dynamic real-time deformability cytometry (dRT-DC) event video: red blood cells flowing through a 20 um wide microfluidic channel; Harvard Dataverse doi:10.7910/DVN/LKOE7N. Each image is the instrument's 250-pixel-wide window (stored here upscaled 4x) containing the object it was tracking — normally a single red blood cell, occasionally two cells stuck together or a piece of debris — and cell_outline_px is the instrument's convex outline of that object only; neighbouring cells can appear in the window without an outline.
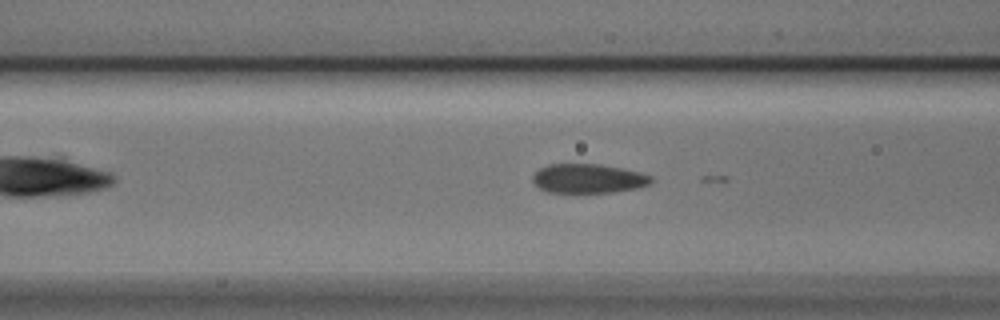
{"species": "Egyptian fruit bat (a non-hibernating species)", "species_latin": "Rousettus aegyptiacus", "temperature_condition": "cold", "stored_images_in_passage": 11, "segment_of_instrument_passage": [1, 2], "camera_frame_rate_fps": 3000, "um_per_image_px": 0.085, "animal": {"sex": "male"}, "frame": {"image": 1, "passage_image": 4, "time_ms": 1.0, "image_size_px": [1000, 320], "cell_outline_px": [[652, 180], [648, 184], [636, 188], [612, 192], [548, 192], [540, 188], [532, 180], [532, 176], [540, 168], [548, 164], [600, 164], [640, 172], [652, 176]], "centroid_in_image_um": [49.98, 15.16], "position_along_channel_um": 116.6, "area_um2": 19.94}}
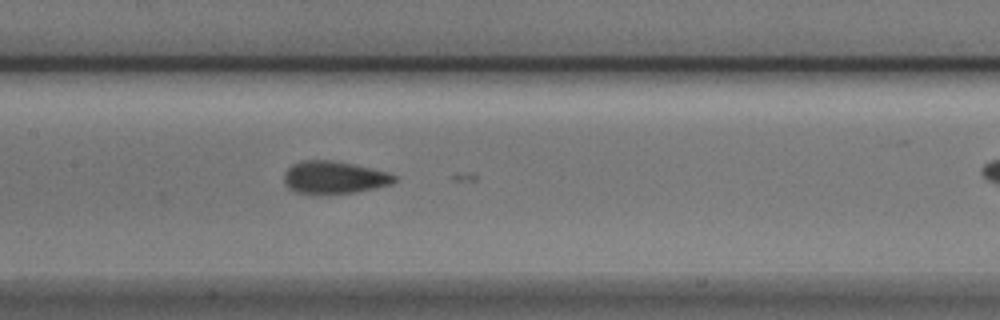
{"frame": {"image": 2, "passage_image": 9, "time_ms": 2.667, "image_size_px": [1000, 320], "cell_outline_px": [[396, 180], [392, 184], [356, 192], [312, 196], [296, 192], [288, 188], [284, 180], [284, 172], [292, 164], [304, 160], [332, 160], [352, 164], [388, 172], [396, 176]], "centroid_in_image_um": [28.36, 15.11], "position_along_channel_um": 179.0, "area_um2": 21.27}}